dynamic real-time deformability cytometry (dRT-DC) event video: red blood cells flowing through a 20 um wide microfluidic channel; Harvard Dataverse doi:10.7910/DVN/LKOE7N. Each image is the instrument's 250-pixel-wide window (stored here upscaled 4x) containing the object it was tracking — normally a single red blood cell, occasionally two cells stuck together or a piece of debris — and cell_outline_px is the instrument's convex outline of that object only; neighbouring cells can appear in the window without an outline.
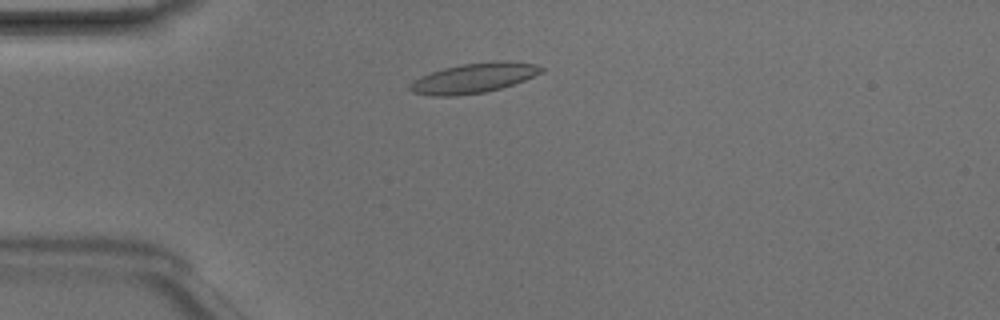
{"species": "Egyptian fruit bat (a non-hibernating species)", "species_latin": "Rousettus aegyptiacus", "temperature_condition": "room temperature", "stored_images_in_passage": 44, "camera_frame_rate_fps": 3000, "um_per_image_px": 0.085, "animal": {"sex": "male"}, "frame": {"image": 1, "passage_image": 8, "time_ms": 2.333, "image_size_px": [1000, 320], "cell_outline_px": [[544, 72], [524, 80], [500, 88], [484, 92], [456, 96], [432, 96], [412, 92], [408, 88], [420, 76], [444, 68], [464, 64], [500, 60], [508, 60], [536, 64], [544, 68]], "centroid_in_image_um": [40.31, 6.63], "position_along_channel_um": 44.7, "area_um2": 22.72}}
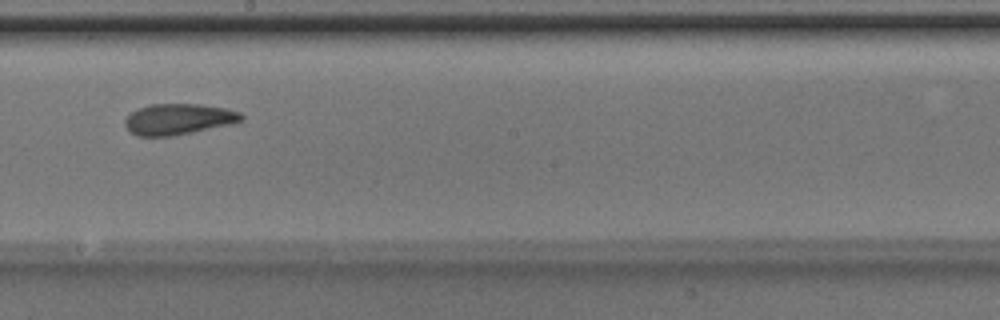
{"frame": {"image": 2, "passage_image": 23, "time_ms": 7.333, "image_size_px": [1000, 320], "cell_outline_px": [[244, 120], [232, 124], [172, 136], [136, 136], [128, 132], [124, 124], [124, 120], [136, 108], [152, 104], [200, 104], [224, 108], [240, 112], [244, 116]], "centroid_in_image_um": [15.15, 10.13], "position_along_channel_um": 233.1, "area_um2": 21.15}}
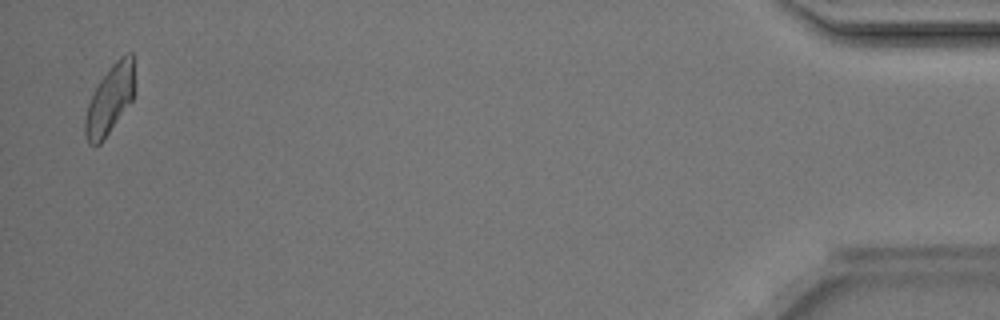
{"frame": {"image": 3, "passage_image": 43, "time_ms": 14.0, "image_size_px": [1000, 320], "cell_outline_px": [[132, 100], [104, 140], [100, 144], [88, 144], [84, 132], [84, 120], [88, 104], [100, 80], [112, 64], [120, 56], [128, 52], [132, 52]], "centroid_in_image_um": [9.29, 8.51], "position_along_channel_um": 425.9, "area_um2": 19.31}, "authors_computed_cell_mechanics": {"area_um2": 20.6924, "velocity_mm_per_s": 4.2027, "shape_relaxation_time_tau1_ms": 5.7753, "shape_relaxation_time_tau2_ms": 2.2239, "deformation_change_tau1": 0.182, "deformation_change_tau2": 0.0924}}